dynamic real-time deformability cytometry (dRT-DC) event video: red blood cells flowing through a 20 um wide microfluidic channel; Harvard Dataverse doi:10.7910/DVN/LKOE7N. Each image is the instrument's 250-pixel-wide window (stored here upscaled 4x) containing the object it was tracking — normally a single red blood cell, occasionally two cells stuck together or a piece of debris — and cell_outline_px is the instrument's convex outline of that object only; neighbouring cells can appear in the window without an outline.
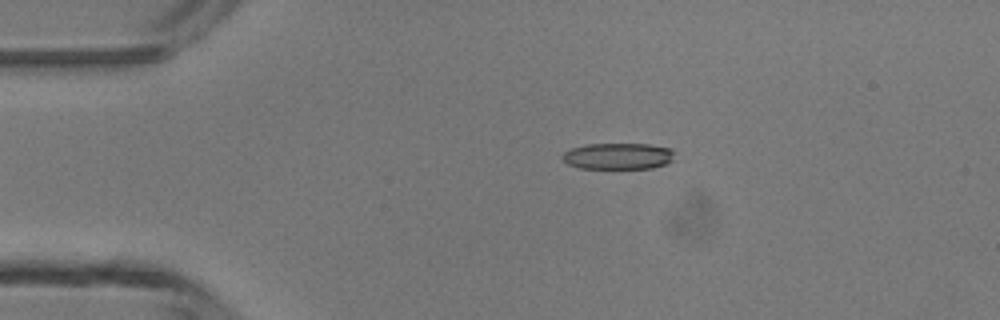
{"species": "common noctule bat (a hibernating species)", "species_latin": "Nyctalus noctula", "temperature_condition": "room temperature", "stored_images_in_passage": 4, "camera_frame_rate_fps": 3000, "um_per_image_px": 0.085, "animal": {"sex": "male", "body_mass_g": 13.3}, "frame": {"image": 1, "passage_image": 2, "time_ms": 1.333, "image_size_px": [1000, 320], "cell_outline_px": [[676, 152], [672, 160], [664, 164], [652, 168], [580, 168], [568, 164], [560, 156], [564, 152], [572, 148], [588, 144], [648, 144], [668, 148]], "centroid_in_image_um": [52.53, 13.27], "position_along_channel_um": 32.5, "area_um2": 17.11}}
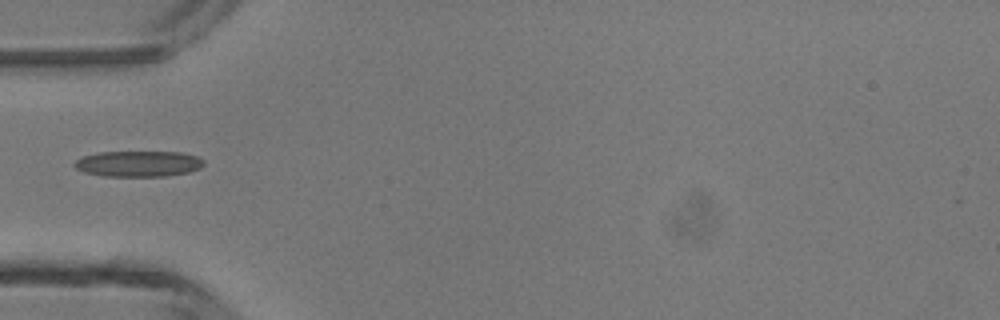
{"frame": {"image": 2, "passage_image": 4, "time_ms": 3.333, "image_size_px": [1000, 320], "cell_outline_px": [[204, 164], [200, 168], [188, 172], [164, 176], [104, 176], [84, 172], [76, 168], [72, 164], [80, 156], [100, 152], [180, 152], [196, 156], [204, 160]], "centroid_in_image_um": [11.73, 13.91], "position_along_channel_um": 73.3, "area_um2": 19.48}}